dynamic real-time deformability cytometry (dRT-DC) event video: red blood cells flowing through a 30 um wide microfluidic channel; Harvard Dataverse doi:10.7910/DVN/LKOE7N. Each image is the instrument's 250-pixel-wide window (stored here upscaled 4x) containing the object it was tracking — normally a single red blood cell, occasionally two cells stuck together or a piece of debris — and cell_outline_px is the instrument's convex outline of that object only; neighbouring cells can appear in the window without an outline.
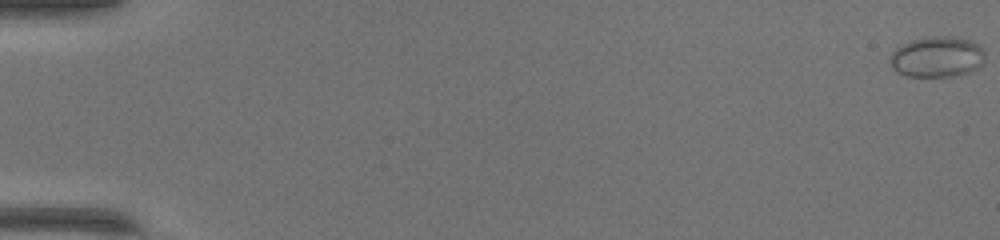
{"species": "common noctule bat (a hibernating species)", "species_latin": "Nyctalus noctula", "temperature_condition": "warm", "stored_images_in_passage": 51, "camera_frame_rate_fps": 3000, "um_per_image_px": 0.085, "animal": {"sex": "female", "body_mass_g": 17.0, "forearm_length_mm": 48.0}, "frame": {"image": 1, "passage_image": 1, "time_ms": 0.0, "image_size_px": [1000, 240], "cell_outline_px": [[984, 64], [968, 72], [952, 76], [904, 76], [892, 68], [888, 60], [892, 52], [896, 48], [912, 40], [924, 36], [952, 36], [972, 40], [980, 44], [984, 48]], "centroid_in_image_um": [79.66, 4.81], "position_along_channel_um": 5.3, "area_um2": 22.89}}
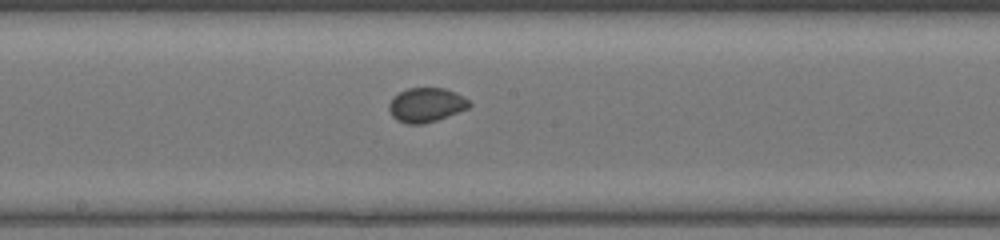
{"frame": {"image": 2, "passage_image": 29, "time_ms": 9.333, "image_size_px": [1000, 240], "cell_outline_px": [[472, 104], [468, 108], [448, 116], [424, 124], [408, 124], [396, 120], [392, 116], [388, 108], [388, 104], [392, 96], [408, 88], [444, 88], [464, 96]], "centroid_in_image_um": [36.2, 8.92], "position_along_channel_um": 212.0, "area_um2": 16.13}}
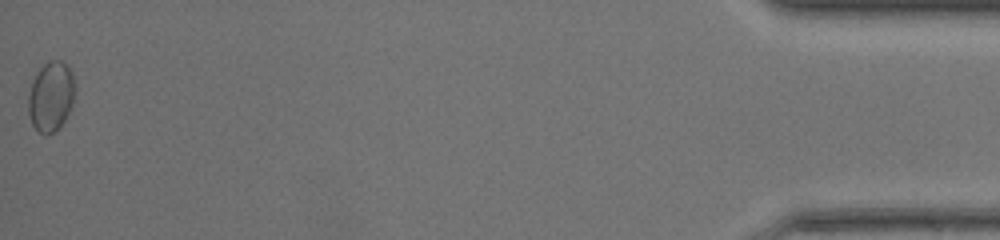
{"frame": {"image": 3, "passage_image": 51, "time_ms": 16.667, "image_size_px": [1000, 240], "cell_outline_px": [[76, 92], [72, 104], [64, 120], [56, 132], [44, 136], [36, 132], [32, 124], [28, 112], [28, 96], [32, 80], [36, 72], [48, 60], [60, 60], [68, 64], [72, 72], [76, 84]], "centroid_in_image_um": [4.34, 8.2], "position_along_channel_um": 430.9, "area_um2": 19.59}}